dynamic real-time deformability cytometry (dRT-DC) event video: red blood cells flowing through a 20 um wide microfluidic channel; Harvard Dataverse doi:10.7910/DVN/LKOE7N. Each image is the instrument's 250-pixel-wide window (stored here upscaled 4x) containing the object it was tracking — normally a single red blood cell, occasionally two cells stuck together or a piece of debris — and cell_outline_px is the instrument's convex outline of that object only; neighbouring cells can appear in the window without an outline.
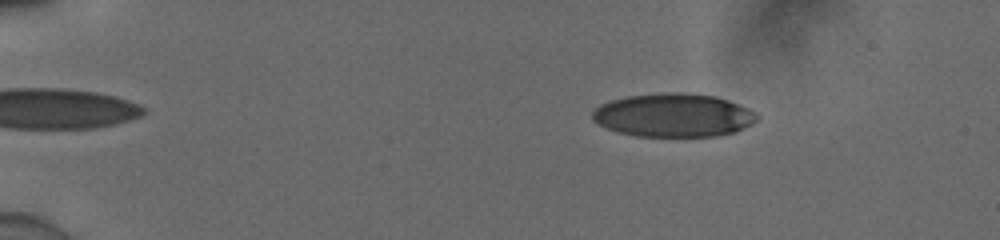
{"species": "human", "species_latin": "Homo sapiens", "temperature_condition": "cold", "stored_images_in_passage": 54, "camera_frame_rate_fps": 3000, "um_per_image_px": 0.085, "donor": {"sex": "male"}, "frame": {"image": 1, "passage_image": 9, "time_ms": 2.667, "image_size_px": [1000, 240], "cell_outline_px": [[760, 116], [752, 124], [736, 132], [716, 136], [636, 136], [620, 132], [608, 128], [592, 120], [592, 112], [600, 104], [612, 100], [628, 96], [668, 92], [684, 92], [716, 96], [728, 100], [748, 108], [756, 112]], "centroid_in_image_um": [57.28, 9.79], "position_along_channel_um": 27.7, "area_um2": 41.67}}
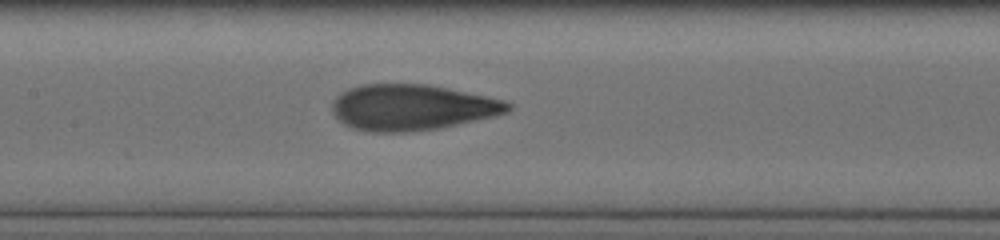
{"frame": {"image": 2, "passage_image": 28, "time_ms": 9.0, "image_size_px": [1000, 240], "cell_outline_px": [[512, 108], [508, 112], [496, 116], [440, 128], [404, 132], [372, 132], [352, 128], [336, 120], [332, 112], [332, 100], [340, 92], [348, 88], [360, 84], [428, 84], [504, 100], [512, 104]], "centroid_in_image_um": [34.97, 9.13], "position_along_channel_um": 172.4, "area_um2": 47.34}}
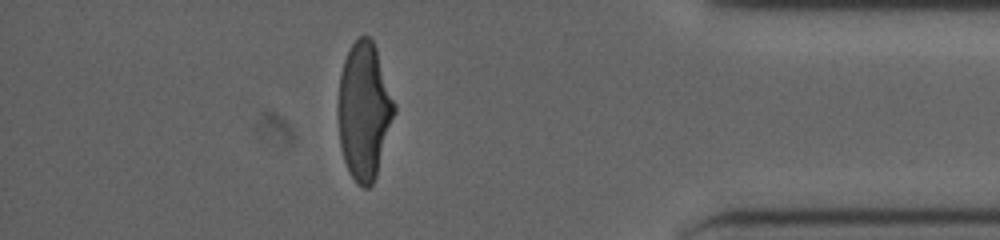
{"frame": {"image": 3, "passage_image": 48, "time_ms": 15.667, "image_size_px": [1000, 240], "cell_outline_px": [[396, 112], [376, 176], [372, 184], [368, 188], [364, 188], [356, 184], [348, 172], [340, 148], [336, 112], [340, 72], [344, 60], [352, 44], [360, 36], [368, 36], [372, 40], [376, 48], [396, 104]], "centroid_in_image_um": [30.93, 9.46], "position_along_channel_um": 404.3, "area_um2": 45.55}, "authors_computed_cell_mechanics": {"area_um2": 45.1996, "velocity_mm_per_s": 3.9106, "shape_relaxation_time_tau1_ms": 4.0116, "shape_relaxation_time_tau2_ms": 0.9065, "deformation_change_tau1": 0.1882, "deformation_change_tau2": 0.0739}}